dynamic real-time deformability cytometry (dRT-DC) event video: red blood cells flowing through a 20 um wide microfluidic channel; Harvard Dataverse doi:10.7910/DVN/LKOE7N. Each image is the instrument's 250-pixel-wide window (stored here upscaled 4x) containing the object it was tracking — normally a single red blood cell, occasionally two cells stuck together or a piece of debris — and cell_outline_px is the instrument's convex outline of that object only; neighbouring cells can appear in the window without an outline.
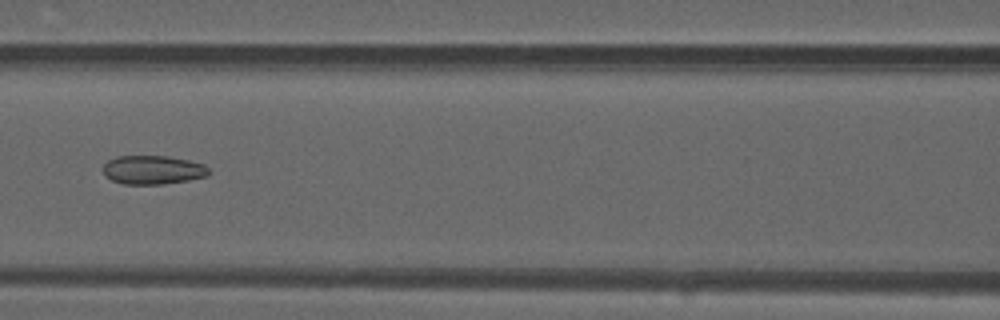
{"species": "common noctule bat (a hibernating species)", "species_latin": "Nyctalus noctula", "temperature_condition": "warm", "stored_images_in_passage": 28, "camera_frame_rate_fps": 3000, "um_per_image_px": 0.085, "animal": {"sex": "male", "forearm_length_mm": 52.5}, "frame": {"image": 1, "passage_image": 11, "time_ms": 3.333, "image_size_px": [1000, 320], "cell_outline_px": [[212, 172], [208, 176], [188, 180], [160, 184], [124, 184], [112, 180], [104, 172], [104, 164], [108, 160], [116, 156], [168, 156], [188, 160], [204, 164]], "centroid_in_image_um": [13.03, 14.43], "position_along_channel_um": 153.6, "area_um2": 17.69}}
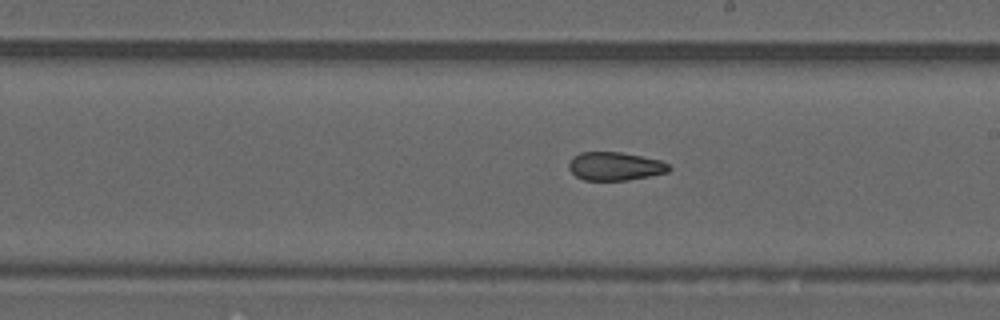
{"frame": {"image": 2, "passage_image": 17, "time_ms": 5.333, "image_size_px": [1000, 320], "cell_outline_px": [[672, 168], [668, 172], [628, 180], [584, 180], [576, 176], [568, 168], [568, 164], [572, 156], [580, 152], [620, 152], [660, 160], [668, 164]], "centroid_in_image_um": [52.25, 14.13], "position_along_channel_um": 236.7, "area_um2": 16.53}}
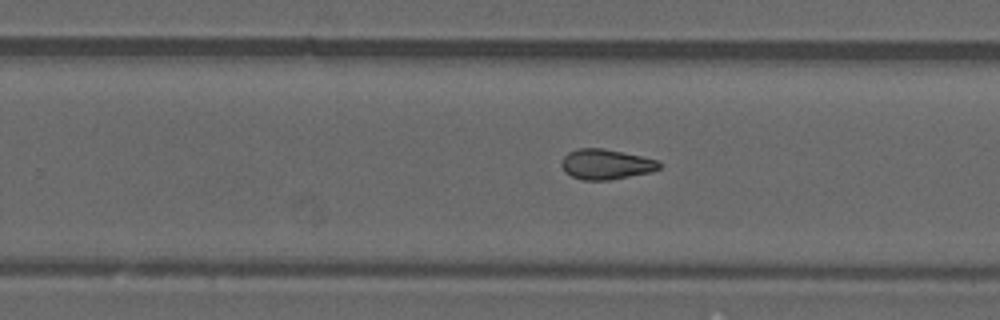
{"frame": {"image": 3, "passage_image": 20, "time_ms": 6.333, "image_size_px": [1000, 320], "cell_outline_px": [[660, 168], [652, 172], [608, 180], [584, 180], [572, 176], [564, 172], [560, 164], [564, 156], [568, 152], [576, 148], [604, 148], [660, 160]], "centroid_in_image_um": [51.5, 13.95], "position_along_channel_um": 278.3, "area_um2": 17.34}, "authors_computed_cell_mechanics": {"area_um2": 17.3111, "velocity_mm_per_s": 4.1732, "shape_relaxation_time_tau1_ms": null, "shape_relaxation_time_tau2_ms": 2.4427, "deformation_change_tau1": null, "deformation_change_tau2": 0.0933}}